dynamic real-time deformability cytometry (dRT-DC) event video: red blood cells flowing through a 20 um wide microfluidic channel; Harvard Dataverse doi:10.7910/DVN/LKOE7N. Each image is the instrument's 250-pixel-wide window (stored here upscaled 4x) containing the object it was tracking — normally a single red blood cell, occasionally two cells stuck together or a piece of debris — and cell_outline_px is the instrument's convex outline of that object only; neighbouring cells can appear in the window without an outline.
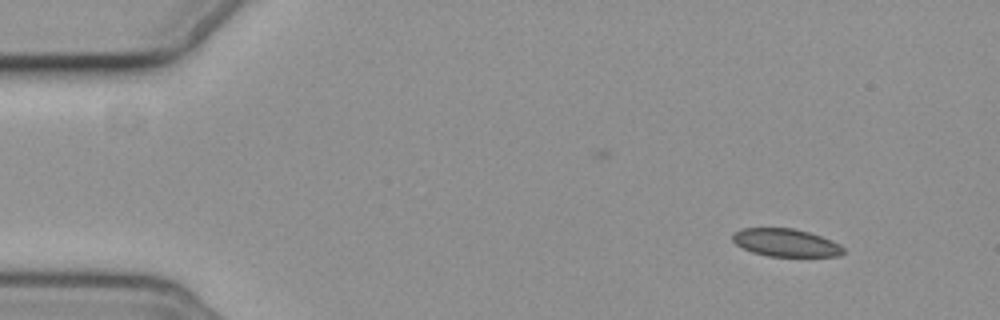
{"species": "common noctule bat (a hibernating species)", "species_latin": "Nyctalus noctula", "temperature_condition": "cold", "stored_images_in_passage": 13, "camera_frame_rate_fps": 3000, "um_per_image_px": 0.085, "animal": {"sex": "female", "body_mass_g": 19.3, "forearm_length_mm": 54.1}, "frame": {"image": 1, "passage_image": 1, "time_ms": 0.0, "image_size_px": [1000, 320], "cell_outline_px": [[844, 252], [840, 256], [768, 256], [752, 252], [736, 244], [732, 240], [732, 232], [740, 228], [792, 228], [808, 232], [832, 240], [840, 244], [844, 248]], "centroid_in_image_um": [66.77, 20.62], "position_along_channel_um": 18.2, "area_um2": 17.98}}
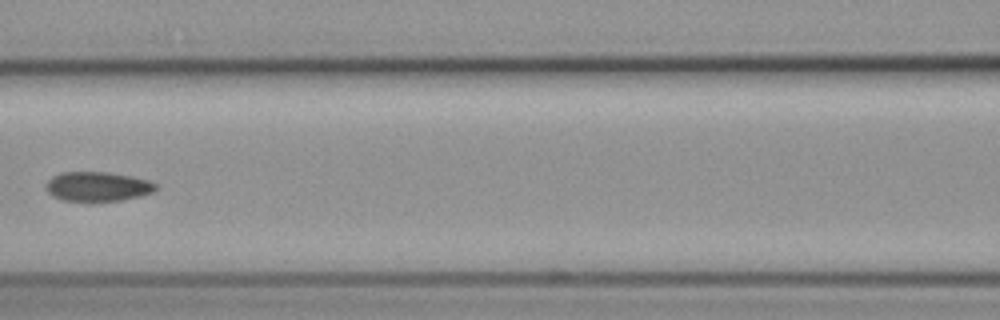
{"frame": {"image": 2, "passage_image": 5, "time_ms": 6.667, "image_size_px": [1000, 320], "cell_outline_px": [[156, 188], [152, 192], [140, 196], [120, 200], [92, 204], [88, 204], [64, 200], [52, 196], [48, 192], [48, 180], [52, 176], [64, 172], [108, 172], [148, 180], [156, 184]], "centroid_in_image_um": [8.27, 15.9], "position_along_channel_um": 158.3, "area_um2": 19.19}}
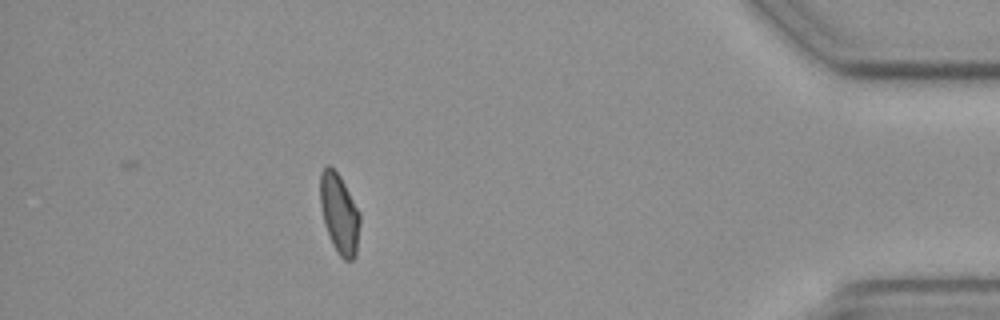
{"frame": {"image": 3, "passage_image": 12, "time_ms": 15.0, "image_size_px": [1000, 320], "cell_outline_px": [[360, 224], [356, 256], [352, 260], [344, 260], [336, 252], [332, 244], [324, 224], [320, 204], [320, 172], [328, 164], [340, 176], [360, 212]], "centroid_in_image_um": [28.84, 18.18], "position_along_channel_um": 406.4, "area_um2": 18.61}, "authors_computed_cell_mechanics": {"area_um2": 19.0162, "velocity_mm_per_s": 3.6184, "shape_relaxation_time_tau1_ms": null, "shape_relaxation_time_tau2_ms": 6.6012, "deformation_change_tau1": null, "deformation_change_tau2": 0.1159}}